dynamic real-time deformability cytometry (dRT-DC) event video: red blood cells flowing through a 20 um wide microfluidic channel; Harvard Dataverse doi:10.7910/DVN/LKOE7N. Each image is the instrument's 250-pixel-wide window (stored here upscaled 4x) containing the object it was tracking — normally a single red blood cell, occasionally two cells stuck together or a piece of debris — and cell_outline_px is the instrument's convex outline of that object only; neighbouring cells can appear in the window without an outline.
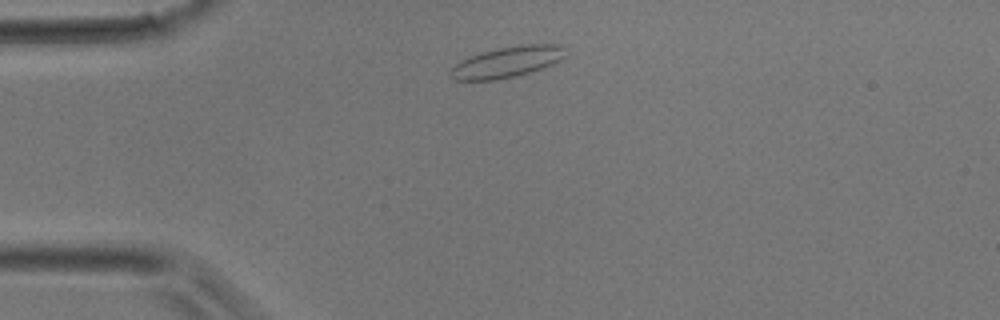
{"species": "common noctule bat (a hibernating species)", "species_latin": "Nyctalus noctula", "temperature_condition": "room temperature", "stored_images_in_passage": 34, "camera_frame_rate_fps": 3000, "um_per_image_px": 0.085, "animal": {"sex": "male", "body_mass_g": 17.9}, "frame": {"image": 1, "passage_image": 3, "time_ms": 0.667, "image_size_px": [1000, 320], "cell_outline_px": [[564, 56], [560, 60], [552, 64], [516, 76], [496, 80], [456, 80], [452, 76], [452, 68], [460, 60], [468, 56], [480, 52], [520, 44], [560, 44], [564, 48]], "centroid_in_image_um": [43.1, 5.25], "position_along_channel_um": 41.9, "area_um2": 20.46}}
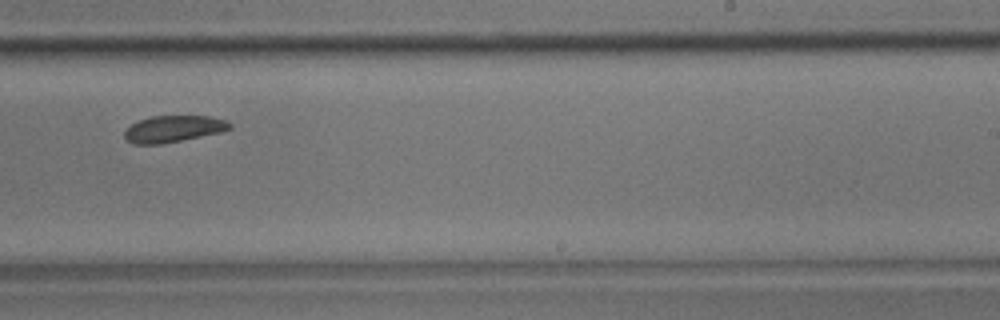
{"frame": {"image": 2, "passage_image": 19, "time_ms": 6.0, "image_size_px": [1000, 320], "cell_outline_px": [[232, 128], [220, 132], [160, 144], [132, 144], [124, 140], [124, 132], [132, 124], [140, 120], [152, 116], [208, 116], [224, 120], [232, 124]], "centroid_in_image_um": [14.7, 10.96], "position_along_channel_um": 274.3, "area_um2": 16.13}}
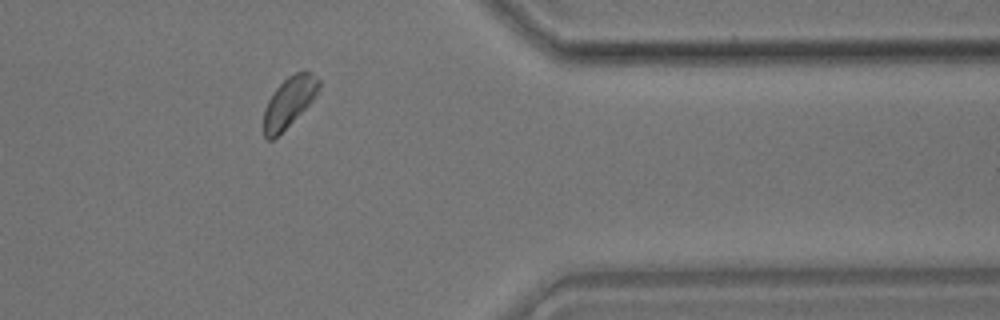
{"frame": {"image": 3, "passage_image": 27, "time_ms": 8.667, "image_size_px": [1000, 320], "cell_outline_px": [[320, 88], [316, 96], [272, 140], [268, 140], [264, 136], [264, 108], [268, 100], [276, 88], [288, 76], [304, 68], [312, 72], [320, 80]], "centroid_in_image_um": [24.59, 8.59], "position_along_channel_um": 386.8, "area_um2": 15.9}}